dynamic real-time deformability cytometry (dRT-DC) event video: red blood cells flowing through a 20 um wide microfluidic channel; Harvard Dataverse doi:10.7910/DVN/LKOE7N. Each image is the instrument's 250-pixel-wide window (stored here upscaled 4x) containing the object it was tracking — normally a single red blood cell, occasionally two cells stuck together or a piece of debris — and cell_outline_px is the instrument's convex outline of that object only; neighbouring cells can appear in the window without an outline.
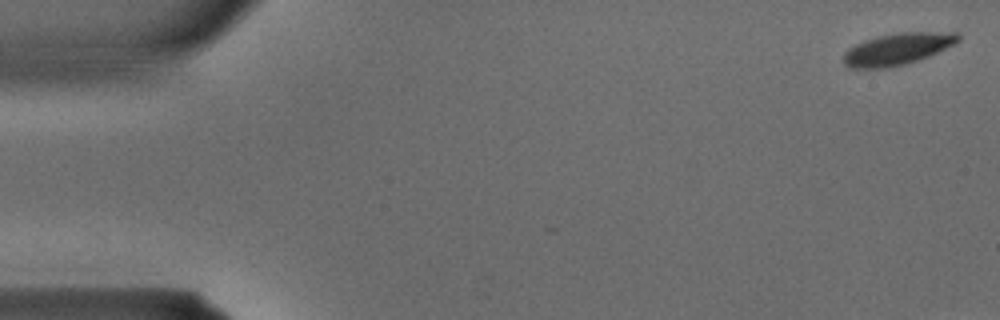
{"species": "common noctule bat (a hibernating species)", "species_latin": "Nyctalus noctula", "temperature_condition": "warm", "stored_images_in_passage": 3, "camera_frame_rate_fps": 3000, "um_per_image_px": 0.085, "animal": {"sex": "male", "body_mass_g": 15.6}, "frame": {"image": 1, "passage_image": 1, "time_ms": 0.0, "image_size_px": [1000, 320], "cell_outline_px": [[960, 40], [956, 44], [928, 56], [904, 64], [888, 68], [848, 68], [844, 64], [844, 52], [848, 48], [864, 40], [880, 36], [900, 32], [960, 32]], "centroid_in_image_um": [76.3, 4.16], "position_along_channel_um": 8.7, "area_um2": 21.21}}